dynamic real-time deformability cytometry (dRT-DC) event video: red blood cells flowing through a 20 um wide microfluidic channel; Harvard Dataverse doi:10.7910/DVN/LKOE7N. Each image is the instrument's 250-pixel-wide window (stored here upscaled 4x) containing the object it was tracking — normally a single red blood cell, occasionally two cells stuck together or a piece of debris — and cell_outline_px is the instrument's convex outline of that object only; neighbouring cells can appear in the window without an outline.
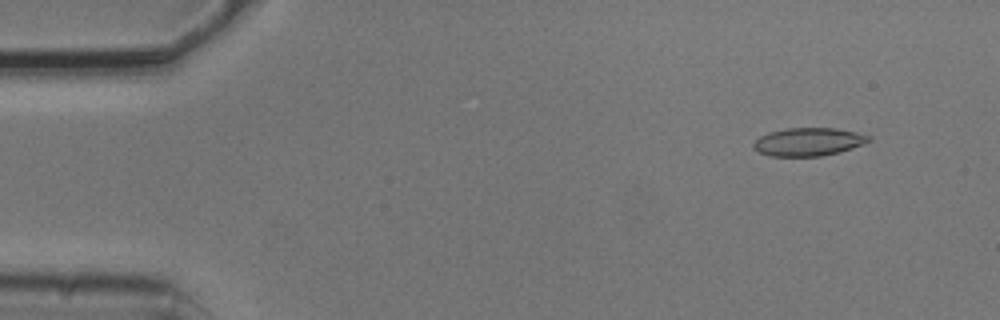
{"species": "common noctule bat (a hibernating species)", "species_latin": "Nyctalus noctula", "temperature_condition": "cold", "stored_images_in_passage": 4, "camera_frame_rate_fps": 3000, "um_per_image_px": 0.085, "animal": {"sex": "male", "body_mass_g": 20.5, "forearm_length_mm": 52.5}, "frame": {"image": 1, "passage_image": 1, "time_ms": 0.0, "image_size_px": [1000, 320], "cell_outline_px": [[872, 140], [864, 144], [840, 152], [820, 156], [768, 156], [752, 148], [752, 144], [760, 136], [768, 132], [788, 128], [836, 128], [856, 132], [872, 136]], "centroid_in_image_um": [68.73, 12.05], "position_along_channel_um": 16.3, "area_um2": 19.02}}
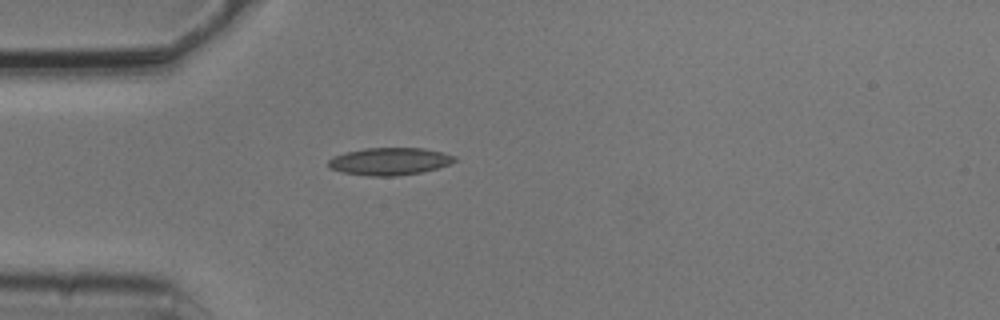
{"frame": {"image": 2, "passage_image": 4, "time_ms": 1.0, "image_size_px": [1000, 320], "cell_outline_px": [[456, 160], [448, 164], [436, 168], [420, 172], [396, 176], [368, 176], [340, 172], [328, 168], [328, 160], [332, 156], [344, 152], [364, 148], [424, 148], [444, 152], [456, 156]], "centroid_in_image_um": [33.06, 13.71], "position_along_channel_um": 51.9, "area_um2": 20.35}}